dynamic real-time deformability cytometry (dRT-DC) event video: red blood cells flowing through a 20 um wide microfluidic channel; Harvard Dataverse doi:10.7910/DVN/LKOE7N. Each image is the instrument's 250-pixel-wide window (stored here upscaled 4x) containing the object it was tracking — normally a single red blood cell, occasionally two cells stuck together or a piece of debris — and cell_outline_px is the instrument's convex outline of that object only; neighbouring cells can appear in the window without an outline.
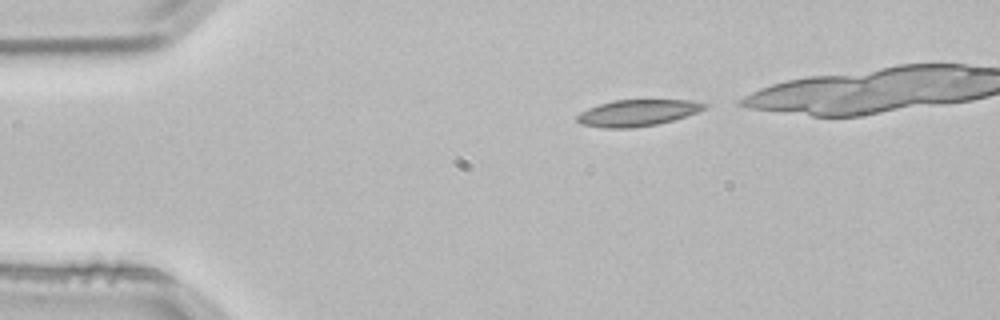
{"species": "common noctule bat (a hibernating species)", "species_latin": "Nyctalus noctula", "temperature_condition": "room temperature", "stored_images_in_passage": 3, "camera_frame_rate_fps": 3000, "um_per_image_px": 0.085, "animal": {"sex": "male", "body_mass_g": 21.5, "forearm_length_mm": 52.0}, "frame": {"image": 1, "passage_image": 1, "time_ms": 0.0, "image_size_px": [1000, 320], "cell_outline_px": [[708, 108], [672, 120], [656, 124], [632, 128], [604, 128], [580, 124], [576, 120], [576, 116], [580, 112], [588, 108], [600, 104], [616, 100], [692, 100], [708, 104]], "centroid_in_image_um": [54.17, 9.59], "position_along_channel_um": 30.8, "area_um2": 19.54}}